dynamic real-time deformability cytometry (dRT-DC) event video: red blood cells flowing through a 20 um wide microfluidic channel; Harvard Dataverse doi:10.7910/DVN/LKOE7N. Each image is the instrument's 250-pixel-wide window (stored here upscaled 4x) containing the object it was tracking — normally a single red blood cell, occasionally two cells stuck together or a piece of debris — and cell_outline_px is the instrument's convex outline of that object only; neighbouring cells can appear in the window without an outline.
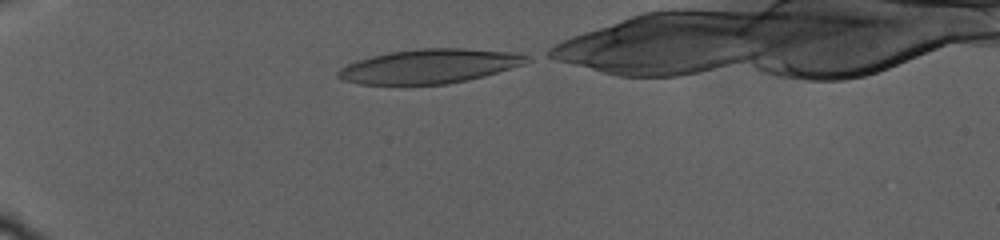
{"species": "human", "species_latin": "Homo sapiens", "temperature_condition": "warm", "stored_images_in_passage": 44, "camera_frame_rate_fps": 3000, "um_per_image_px": 0.085, "donor": {"sex": "male"}, "frame": {"image": 1, "passage_image": 1, "time_ms": 0.0, "image_size_px": [1000, 240], "cell_outline_px": [[528, 60], [524, 64], [484, 76], [468, 80], [448, 84], [360, 84], [340, 80], [336, 76], [336, 72], [340, 68], [356, 60], [388, 52], [420, 48], [464, 48], [512, 52], [528, 56]], "centroid_in_image_um": [36.45, 5.63], "position_along_channel_um": 48.6, "area_um2": 37.63}}
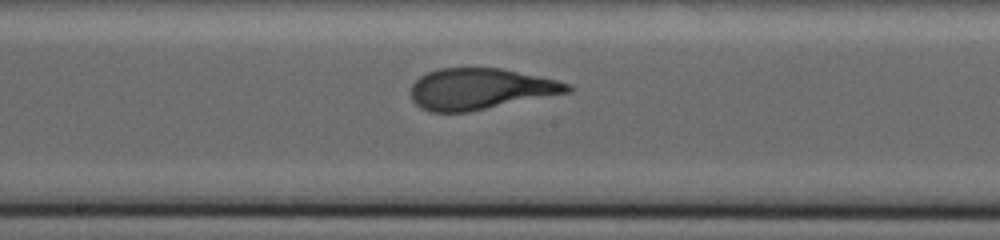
{"frame": {"image": 2, "passage_image": 24, "time_ms": 9.667, "image_size_px": [1000, 240], "cell_outline_px": [[572, 92], [468, 112], [428, 112], [420, 108], [412, 100], [408, 92], [412, 84], [420, 76], [428, 72], [440, 68], [504, 68], [556, 80], [572, 84]], "centroid_in_image_um": [40.81, 7.56], "position_along_channel_um": 207.4, "area_um2": 37.92}}
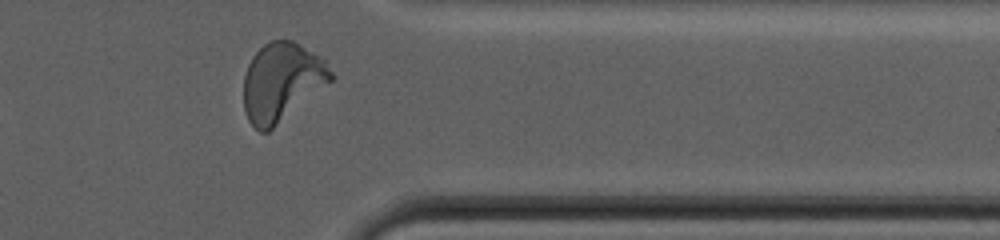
{"frame": {"image": 3, "passage_image": 41, "time_ms": 18.333, "image_size_px": [1000, 240], "cell_outline_px": [[336, 76], [332, 80], [268, 132], [260, 132], [248, 120], [244, 112], [244, 76], [248, 64], [252, 56], [264, 44], [272, 40], [292, 40], [324, 60]], "centroid_in_image_um": [23.92, 6.97], "position_along_channel_um": 387.5, "area_um2": 39.42}}